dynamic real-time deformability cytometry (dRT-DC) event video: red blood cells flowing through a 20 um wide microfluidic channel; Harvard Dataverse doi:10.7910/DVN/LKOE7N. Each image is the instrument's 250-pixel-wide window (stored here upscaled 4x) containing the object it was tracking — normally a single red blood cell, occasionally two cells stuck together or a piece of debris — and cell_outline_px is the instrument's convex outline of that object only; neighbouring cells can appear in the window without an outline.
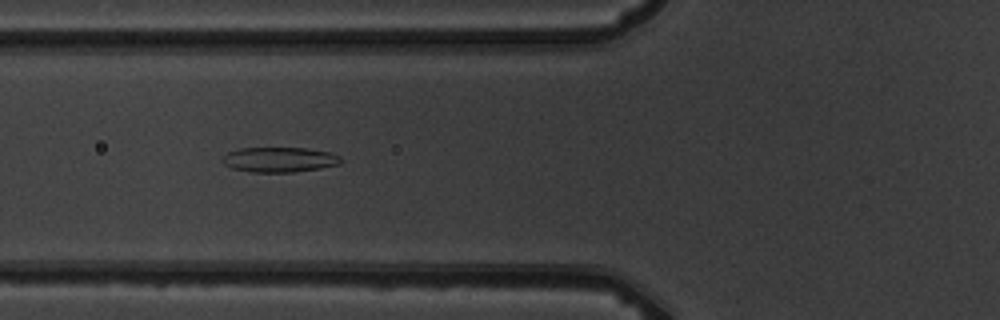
{"species": "common noctule bat (a hibernating species)", "species_latin": "Nyctalus noctula", "temperature_condition": "warm", "stored_images_in_passage": 4, "camera_frame_rate_fps": 3000, "um_per_image_px": 0.085, "animal": {"sex": "male", "body_mass_g": 19.5, "forearm_length_mm": 54.6}, "frame": {"image": 1, "passage_image": 3, "time_ms": 2.333, "image_size_px": [1000, 320], "cell_outline_px": [[340, 164], [320, 168], [292, 172], [252, 172], [232, 168], [224, 164], [224, 156], [228, 152], [240, 148], [308, 148], [332, 152], [340, 156]], "centroid_in_image_um": [23.78, 13.56], "position_along_channel_um": 102.0, "area_um2": 17.17}}
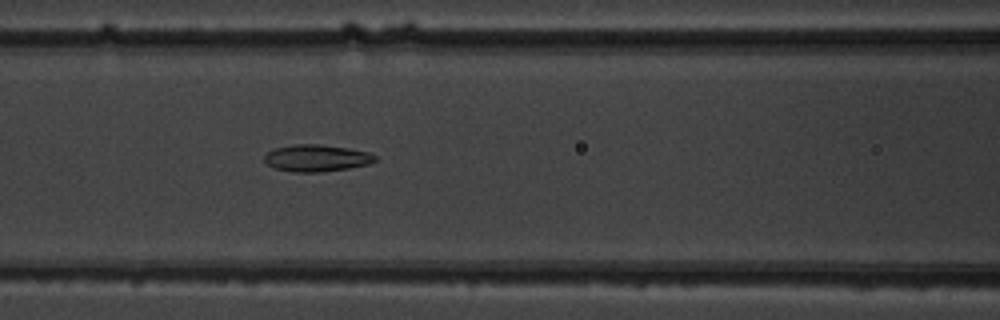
{"frame": {"image": 2, "passage_image": 4, "time_ms": 3.333, "image_size_px": [1000, 320], "cell_outline_px": [[376, 160], [368, 164], [348, 168], [316, 172], [296, 172], [272, 168], [264, 160], [264, 156], [268, 152], [276, 148], [292, 144], [320, 144], [348, 148], [368, 152], [376, 156]], "centroid_in_image_um": [26.88, 13.43], "position_along_channel_um": 139.7, "area_um2": 17.22}}